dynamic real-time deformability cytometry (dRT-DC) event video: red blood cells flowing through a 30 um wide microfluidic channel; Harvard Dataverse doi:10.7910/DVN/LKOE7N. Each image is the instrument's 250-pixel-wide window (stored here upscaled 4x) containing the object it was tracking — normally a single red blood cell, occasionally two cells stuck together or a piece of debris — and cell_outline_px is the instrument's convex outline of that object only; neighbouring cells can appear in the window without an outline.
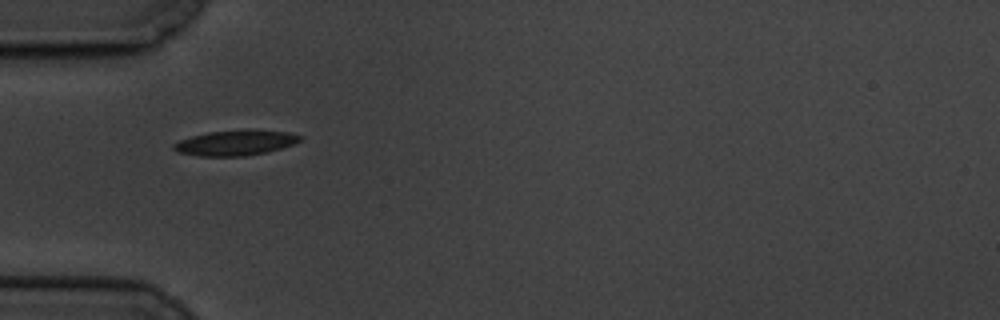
{"species": "common noctule bat (a hibernating species)", "species_latin": "Nyctalus noctula", "temperature_condition": "cold", "stored_images_in_passage": 2, "camera_frame_rate_fps": 3000, "um_per_image_px": 0.085, "animal": {"sex": "male", "body_mass_g": 19.5, "forearm_length_mm": 54.6}, "frame": {"image": 1, "passage_image": 1, "time_ms": 0.0, "image_size_px": [1000, 320], "cell_outline_px": [[304, 136], [300, 140], [292, 144], [268, 152], [244, 156], [196, 156], [176, 152], [172, 148], [172, 144], [180, 140], [192, 136], [208, 132], [244, 128], [252, 128], [288, 132]], "centroid_in_image_um": [20.01, 12.11], "position_along_channel_um": 65.0, "area_um2": 19.07}}
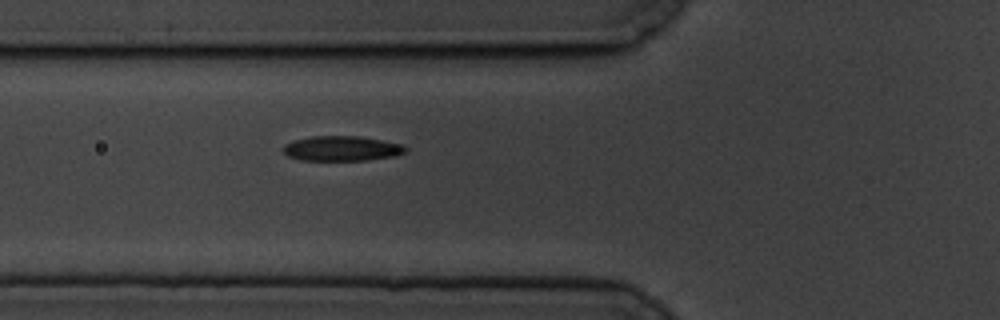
{"frame": {"image": 2, "passage_image": 2, "time_ms": 1.0, "image_size_px": [1000, 320], "cell_outline_px": [[408, 152], [396, 156], [368, 160], [300, 160], [288, 156], [284, 152], [284, 144], [292, 140], [312, 136], [360, 136], [404, 144], [408, 148]], "centroid_in_image_um": [29.11, 12.62], "position_along_channel_um": 96.7, "area_um2": 18.03}}